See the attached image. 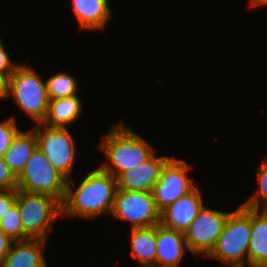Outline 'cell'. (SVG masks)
<instances>
[{
	"label": "cell",
	"mask_w": 267,
	"mask_h": 267,
	"mask_svg": "<svg viewBox=\"0 0 267 267\" xmlns=\"http://www.w3.org/2000/svg\"><path fill=\"white\" fill-rule=\"evenodd\" d=\"M80 30H104L111 10L108 0H71ZM108 22V23H107Z\"/></svg>",
	"instance_id": "cell-15"
},
{
	"label": "cell",
	"mask_w": 267,
	"mask_h": 267,
	"mask_svg": "<svg viewBox=\"0 0 267 267\" xmlns=\"http://www.w3.org/2000/svg\"><path fill=\"white\" fill-rule=\"evenodd\" d=\"M250 237L251 208L241 204L228 215L215 246L207 256L230 267H248Z\"/></svg>",
	"instance_id": "cell-3"
},
{
	"label": "cell",
	"mask_w": 267,
	"mask_h": 267,
	"mask_svg": "<svg viewBox=\"0 0 267 267\" xmlns=\"http://www.w3.org/2000/svg\"><path fill=\"white\" fill-rule=\"evenodd\" d=\"M156 250L154 267H179L188 250L184 232L156 225Z\"/></svg>",
	"instance_id": "cell-13"
},
{
	"label": "cell",
	"mask_w": 267,
	"mask_h": 267,
	"mask_svg": "<svg viewBox=\"0 0 267 267\" xmlns=\"http://www.w3.org/2000/svg\"><path fill=\"white\" fill-rule=\"evenodd\" d=\"M16 204L23 232L29 239L46 241L54 221L62 218L61 202L50 195L17 190Z\"/></svg>",
	"instance_id": "cell-4"
},
{
	"label": "cell",
	"mask_w": 267,
	"mask_h": 267,
	"mask_svg": "<svg viewBox=\"0 0 267 267\" xmlns=\"http://www.w3.org/2000/svg\"><path fill=\"white\" fill-rule=\"evenodd\" d=\"M248 266L267 267V210L251 208Z\"/></svg>",
	"instance_id": "cell-16"
},
{
	"label": "cell",
	"mask_w": 267,
	"mask_h": 267,
	"mask_svg": "<svg viewBox=\"0 0 267 267\" xmlns=\"http://www.w3.org/2000/svg\"><path fill=\"white\" fill-rule=\"evenodd\" d=\"M132 256L140 267H154L156 263V225L148 228L131 229Z\"/></svg>",
	"instance_id": "cell-19"
},
{
	"label": "cell",
	"mask_w": 267,
	"mask_h": 267,
	"mask_svg": "<svg viewBox=\"0 0 267 267\" xmlns=\"http://www.w3.org/2000/svg\"><path fill=\"white\" fill-rule=\"evenodd\" d=\"M230 212L214 210L203 206L190 226L184 231L189 253L207 255L215 246Z\"/></svg>",
	"instance_id": "cell-10"
},
{
	"label": "cell",
	"mask_w": 267,
	"mask_h": 267,
	"mask_svg": "<svg viewBox=\"0 0 267 267\" xmlns=\"http://www.w3.org/2000/svg\"><path fill=\"white\" fill-rule=\"evenodd\" d=\"M32 129L37 137L38 149L62 176L70 179L76 146L67 127H47L37 123Z\"/></svg>",
	"instance_id": "cell-7"
},
{
	"label": "cell",
	"mask_w": 267,
	"mask_h": 267,
	"mask_svg": "<svg viewBox=\"0 0 267 267\" xmlns=\"http://www.w3.org/2000/svg\"><path fill=\"white\" fill-rule=\"evenodd\" d=\"M110 215L131 223V229L160 224V211L156 207L152 192L117 189Z\"/></svg>",
	"instance_id": "cell-8"
},
{
	"label": "cell",
	"mask_w": 267,
	"mask_h": 267,
	"mask_svg": "<svg viewBox=\"0 0 267 267\" xmlns=\"http://www.w3.org/2000/svg\"><path fill=\"white\" fill-rule=\"evenodd\" d=\"M8 55L0 39V74L4 76H10L19 65V63H13Z\"/></svg>",
	"instance_id": "cell-26"
},
{
	"label": "cell",
	"mask_w": 267,
	"mask_h": 267,
	"mask_svg": "<svg viewBox=\"0 0 267 267\" xmlns=\"http://www.w3.org/2000/svg\"><path fill=\"white\" fill-rule=\"evenodd\" d=\"M82 105L78 95L49 99L47 114L42 124L47 127H66L81 116Z\"/></svg>",
	"instance_id": "cell-18"
},
{
	"label": "cell",
	"mask_w": 267,
	"mask_h": 267,
	"mask_svg": "<svg viewBox=\"0 0 267 267\" xmlns=\"http://www.w3.org/2000/svg\"><path fill=\"white\" fill-rule=\"evenodd\" d=\"M204 206L197 186L160 212V224L166 228L184 232Z\"/></svg>",
	"instance_id": "cell-12"
},
{
	"label": "cell",
	"mask_w": 267,
	"mask_h": 267,
	"mask_svg": "<svg viewBox=\"0 0 267 267\" xmlns=\"http://www.w3.org/2000/svg\"><path fill=\"white\" fill-rule=\"evenodd\" d=\"M46 86L49 99L77 95L79 88L77 79L64 71L50 76L46 81Z\"/></svg>",
	"instance_id": "cell-20"
},
{
	"label": "cell",
	"mask_w": 267,
	"mask_h": 267,
	"mask_svg": "<svg viewBox=\"0 0 267 267\" xmlns=\"http://www.w3.org/2000/svg\"><path fill=\"white\" fill-rule=\"evenodd\" d=\"M19 131V127L13 116L0 122V158H3L6 150L10 147Z\"/></svg>",
	"instance_id": "cell-23"
},
{
	"label": "cell",
	"mask_w": 267,
	"mask_h": 267,
	"mask_svg": "<svg viewBox=\"0 0 267 267\" xmlns=\"http://www.w3.org/2000/svg\"><path fill=\"white\" fill-rule=\"evenodd\" d=\"M8 97L37 123L45 119L49 97L46 81L30 66L20 63L9 77Z\"/></svg>",
	"instance_id": "cell-5"
},
{
	"label": "cell",
	"mask_w": 267,
	"mask_h": 267,
	"mask_svg": "<svg viewBox=\"0 0 267 267\" xmlns=\"http://www.w3.org/2000/svg\"><path fill=\"white\" fill-rule=\"evenodd\" d=\"M9 77L0 74V99L8 97Z\"/></svg>",
	"instance_id": "cell-28"
},
{
	"label": "cell",
	"mask_w": 267,
	"mask_h": 267,
	"mask_svg": "<svg viewBox=\"0 0 267 267\" xmlns=\"http://www.w3.org/2000/svg\"><path fill=\"white\" fill-rule=\"evenodd\" d=\"M249 5L250 7H256V6H264V5H267V0H250L249 1Z\"/></svg>",
	"instance_id": "cell-29"
},
{
	"label": "cell",
	"mask_w": 267,
	"mask_h": 267,
	"mask_svg": "<svg viewBox=\"0 0 267 267\" xmlns=\"http://www.w3.org/2000/svg\"><path fill=\"white\" fill-rule=\"evenodd\" d=\"M0 230L14 241H24L29 239L23 232L19 209L16 203L0 220Z\"/></svg>",
	"instance_id": "cell-21"
},
{
	"label": "cell",
	"mask_w": 267,
	"mask_h": 267,
	"mask_svg": "<svg viewBox=\"0 0 267 267\" xmlns=\"http://www.w3.org/2000/svg\"><path fill=\"white\" fill-rule=\"evenodd\" d=\"M13 243L14 240L0 230V266L3 264L4 258L10 251Z\"/></svg>",
	"instance_id": "cell-27"
},
{
	"label": "cell",
	"mask_w": 267,
	"mask_h": 267,
	"mask_svg": "<svg viewBox=\"0 0 267 267\" xmlns=\"http://www.w3.org/2000/svg\"><path fill=\"white\" fill-rule=\"evenodd\" d=\"M38 148L34 130L19 131L10 147L6 150L3 160L17 178L24 169L31 154Z\"/></svg>",
	"instance_id": "cell-17"
},
{
	"label": "cell",
	"mask_w": 267,
	"mask_h": 267,
	"mask_svg": "<svg viewBox=\"0 0 267 267\" xmlns=\"http://www.w3.org/2000/svg\"><path fill=\"white\" fill-rule=\"evenodd\" d=\"M257 169L259 189L242 205L253 209H267V157L262 159Z\"/></svg>",
	"instance_id": "cell-22"
},
{
	"label": "cell",
	"mask_w": 267,
	"mask_h": 267,
	"mask_svg": "<svg viewBox=\"0 0 267 267\" xmlns=\"http://www.w3.org/2000/svg\"><path fill=\"white\" fill-rule=\"evenodd\" d=\"M0 189H17V178L6 165L3 158H0Z\"/></svg>",
	"instance_id": "cell-24"
},
{
	"label": "cell",
	"mask_w": 267,
	"mask_h": 267,
	"mask_svg": "<svg viewBox=\"0 0 267 267\" xmlns=\"http://www.w3.org/2000/svg\"><path fill=\"white\" fill-rule=\"evenodd\" d=\"M191 167L187 161L171 157L165 162L155 184L152 195L156 207L161 212L177 199L192 191L196 185L188 177Z\"/></svg>",
	"instance_id": "cell-9"
},
{
	"label": "cell",
	"mask_w": 267,
	"mask_h": 267,
	"mask_svg": "<svg viewBox=\"0 0 267 267\" xmlns=\"http://www.w3.org/2000/svg\"><path fill=\"white\" fill-rule=\"evenodd\" d=\"M17 189H0V220L16 203Z\"/></svg>",
	"instance_id": "cell-25"
},
{
	"label": "cell",
	"mask_w": 267,
	"mask_h": 267,
	"mask_svg": "<svg viewBox=\"0 0 267 267\" xmlns=\"http://www.w3.org/2000/svg\"><path fill=\"white\" fill-rule=\"evenodd\" d=\"M107 162L99 167L115 178L147 161L155 152L153 147L133 129L120 122L103 135L99 146Z\"/></svg>",
	"instance_id": "cell-2"
},
{
	"label": "cell",
	"mask_w": 267,
	"mask_h": 267,
	"mask_svg": "<svg viewBox=\"0 0 267 267\" xmlns=\"http://www.w3.org/2000/svg\"><path fill=\"white\" fill-rule=\"evenodd\" d=\"M117 189L116 178L99 166L88 173L76 189L72 188L70 178L61 203L62 216L91 219L107 212L111 214Z\"/></svg>",
	"instance_id": "cell-1"
},
{
	"label": "cell",
	"mask_w": 267,
	"mask_h": 267,
	"mask_svg": "<svg viewBox=\"0 0 267 267\" xmlns=\"http://www.w3.org/2000/svg\"><path fill=\"white\" fill-rule=\"evenodd\" d=\"M45 243L41 239L14 241L0 267H48L43 255Z\"/></svg>",
	"instance_id": "cell-14"
},
{
	"label": "cell",
	"mask_w": 267,
	"mask_h": 267,
	"mask_svg": "<svg viewBox=\"0 0 267 267\" xmlns=\"http://www.w3.org/2000/svg\"><path fill=\"white\" fill-rule=\"evenodd\" d=\"M169 156L156 157L155 153L140 165L116 177L117 188L126 191L152 192L159 181L160 172Z\"/></svg>",
	"instance_id": "cell-11"
},
{
	"label": "cell",
	"mask_w": 267,
	"mask_h": 267,
	"mask_svg": "<svg viewBox=\"0 0 267 267\" xmlns=\"http://www.w3.org/2000/svg\"><path fill=\"white\" fill-rule=\"evenodd\" d=\"M67 179L62 176L38 148L28 159L17 177V190L50 195L61 203L66 192Z\"/></svg>",
	"instance_id": "cell-6"
}]
</instances>
